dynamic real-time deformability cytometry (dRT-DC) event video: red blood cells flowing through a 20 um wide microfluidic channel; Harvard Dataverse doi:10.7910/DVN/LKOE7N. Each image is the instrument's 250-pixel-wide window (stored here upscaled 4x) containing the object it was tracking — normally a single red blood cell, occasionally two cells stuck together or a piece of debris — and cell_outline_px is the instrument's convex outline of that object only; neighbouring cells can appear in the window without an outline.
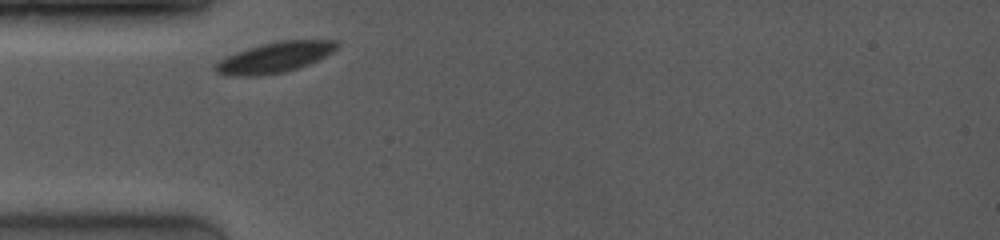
{"species": "common noctule bat (a hibernating species)", "species_latin": "Nyctalus noctula", "temperature_condition": "room temperature", "stored_images_in_passage": 11, "camera_frame_rate_fps": 4000, "um_per_image_px": 0.085, "animal": {"sex": "female", "body_mass_g": 19.0, "forearm_length_mm": 53.3}, "frame": {"image": 1, "passage_image": 1, "time_ms": 0.0, "image_size_px": [1000, 240], "cell_outline_px": [[340, 44], [332, 52], [300, 68], [284, 72], [252, 76], [224, 76], [216, 72], [212, 68], [220, 60], [236, 52], [260, 44], [280, 40], [340, 40]], "centroid_in_image_um": [23.34, 4.88], "position_along_channel_um": 61.7, "area_um2": 21.62}}
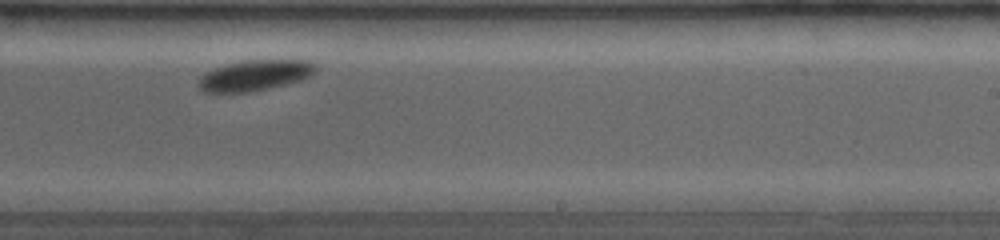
{"frame": {"image": 2, "passage_image": 10, "time_ms": 5.5, "image_size_px": [1000, 240], "cell_outline_px": [[316, 72], [300, 80], [288, 84], [248, 92], [204, 92], [196, 84], [208, 72], [216, 68], [228, 64], [244, 60], [312, 60], [316, 64]], "centroid_in_image_um": [21.73, 6.4], "position_along_channel_um": 267.3, "area_um2": 20.69}}